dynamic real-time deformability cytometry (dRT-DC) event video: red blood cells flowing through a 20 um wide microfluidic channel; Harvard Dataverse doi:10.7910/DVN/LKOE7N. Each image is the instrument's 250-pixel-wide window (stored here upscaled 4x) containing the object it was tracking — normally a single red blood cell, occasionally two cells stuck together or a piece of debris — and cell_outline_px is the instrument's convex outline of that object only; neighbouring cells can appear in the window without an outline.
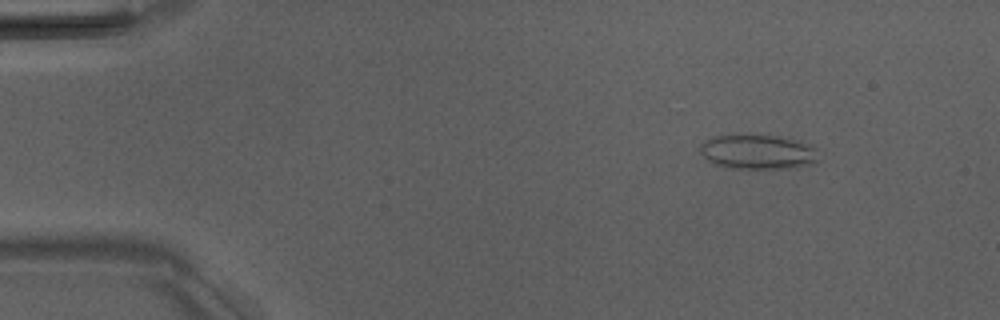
{"species": "Egyptian fruit bat (a non-hibernating species)", "species_latin": "Rousettus aegyptiacus", "temperature_condition": "room temperature", "stored_images_in_passage": 4, "camera_frame_rate_fps": 3000, "um_per_image_px": 0.085, "animal": {"sex": "male"}, "frame": {"image": 1, "passage_image": 2, "time_ms": 1.333, "image_size_px": [1000, 320], "cell_outline_px": [[816, 160], [808, 164], [792, 168], [732, 168], [716, 164], [708, 160], [700, 152], [700, 144], [704, 140], [712, 136], [776, 136], [808, 144], [816, 148]], "centroid_in_image_um": [64.36, 12.92], "position_along_channel_um": 20.6, "area_um2": 23.18}}